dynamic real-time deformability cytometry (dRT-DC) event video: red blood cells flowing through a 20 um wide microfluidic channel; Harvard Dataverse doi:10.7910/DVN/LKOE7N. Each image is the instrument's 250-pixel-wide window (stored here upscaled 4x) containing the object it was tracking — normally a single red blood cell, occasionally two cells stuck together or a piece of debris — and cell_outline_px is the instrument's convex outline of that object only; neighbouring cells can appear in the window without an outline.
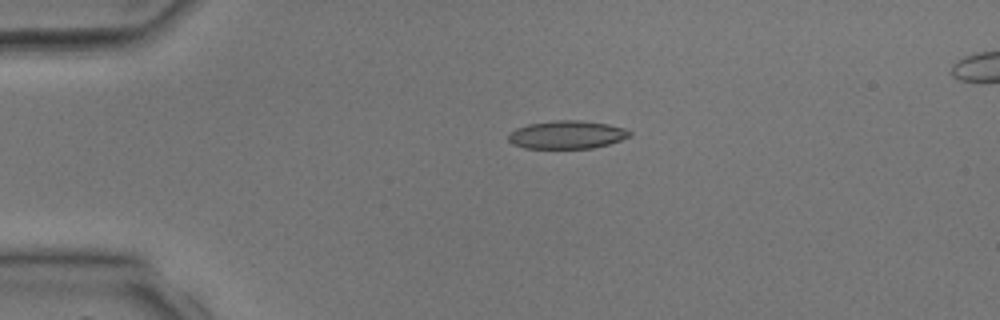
{"species": "common noctule bat (a hibernating species)", "species_latin": "Nyctalus noctula", "temperature_condition": "room temperature", "stored_images_in_passage": 3, "camera_frame_rate_fps": 3000, "um_per_image_px": 0.085, "animal": {"sex": "male", "body_mass_g": 17.9, "forearm_length_mm": 54.2}, "frame": {"image": 1, "passage_image": 2, "time_ms": 1.333, "image_size_px": [1000, 320], "cell_outline_px": [[632, 136], [608, 144], [592, 148], [524, 148], [512, 144], [508, 140], [508, 132], [516, 128], [528, 124], [556, 120], [580, 120], [608, 124], [624, 128], [632, 132]], "centroid_in_image_um": [48.17, 11.45], "position_along_channel_um": 36.8, "area_um2": 19.94}}